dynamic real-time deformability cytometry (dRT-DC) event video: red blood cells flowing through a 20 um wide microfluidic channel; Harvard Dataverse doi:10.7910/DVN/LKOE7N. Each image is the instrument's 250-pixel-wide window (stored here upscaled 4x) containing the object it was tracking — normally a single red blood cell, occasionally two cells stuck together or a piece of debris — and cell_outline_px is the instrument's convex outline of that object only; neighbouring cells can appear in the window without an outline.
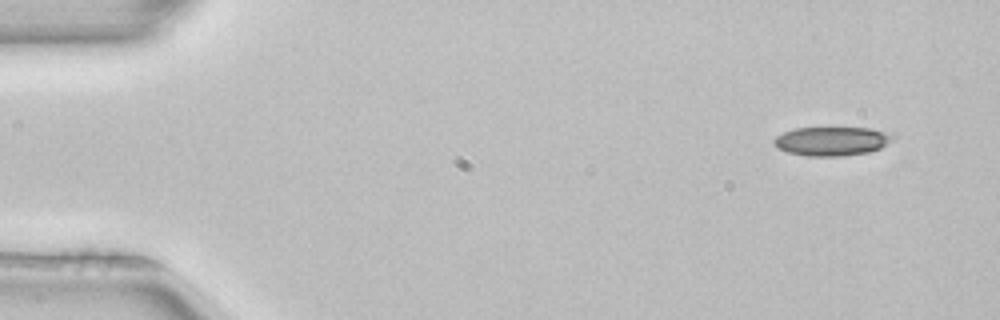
{"species": "common noctule bat (a hibernating species)", "species_latin": "Nyctalus noctula", "temperature_condition": "room temperature", "stored_images_in_passage": 3, "camera_frame_rate_fps": 3000, "um_per_image_px": 0.085, "animal": {"sex": "female", "body_mass_g": 22.7, "forearm_length_mm": 54.2}, "frame": {"image": 1, "passage_image": 1, "time_ms": 0.0, "image_size_px": [1000, 320], "cell_outline_px": [[896, 136], [892, 140], [880, 148], [868, 152], [840, 156], [804, 156], [788, 152], [776, 148], [772, 140], [776, 136], [784, 132], [796, 128], [872, 128]], "centroid_in_image_um": [70.67, 12.0], "position_along_channel_um": 14.3, "area_um2": 20.0}}
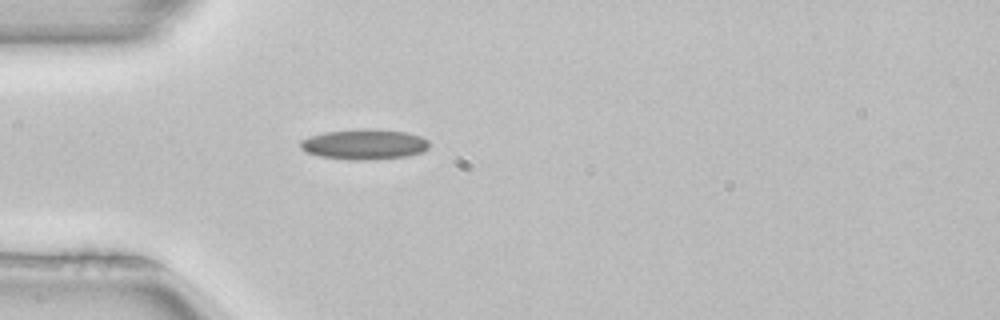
{"frame": {"image": 2, "passage_image": 3, "time_ms": 0.667, "image_size_px": [1000, 320], "cell_outline_px": [[428, 148], [420, 152], [408, 156], [368, 160], [352, 160], [320, 156], [304, 152], [300, 148], [300, 140], [308, 136], [324, 132], [364, 128], [368, 128], [408, 132], [420, 136], [428, 140]], "centroid_in_image_um": [30.93, 12.26], "position_along_channel_um": 54.1, "area_um2": 22.95}}